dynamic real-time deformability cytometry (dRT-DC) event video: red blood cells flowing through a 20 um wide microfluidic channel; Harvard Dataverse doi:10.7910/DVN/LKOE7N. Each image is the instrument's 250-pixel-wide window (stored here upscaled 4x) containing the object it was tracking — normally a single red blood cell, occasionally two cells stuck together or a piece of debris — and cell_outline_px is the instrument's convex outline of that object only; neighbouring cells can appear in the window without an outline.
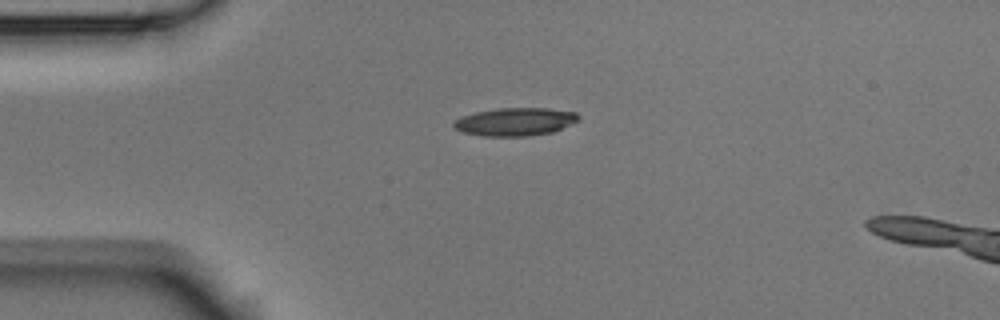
{"species": "Egyptian fruit bat (a non-hibernating species)", "species_latin": "Rousettus aegyptiacus", "temperature_condition": "room temperature", "stored_images_in_passage": 2, "camera_frame_rate_fps": 3000, "um_per_image_px": 0.085, "animal": {"sex": "male"}, "frame": {"image": 1, "passage_image": 1, "time_ms": 0.0, "image_size_px": [1000, 320], "cell_outline_px": [[580, 120], [552, 132], [528, 136], [484, 136], [464, 132], [452, 128], [452, 120], [460, 116], [476, 112], [496, 108], [548, 108], [576, 112], [580, 116]], "centroid_in_image_um": [43.75, 10.34], "position_along_channel_um": 41.2, "area_um2": 20.58}}